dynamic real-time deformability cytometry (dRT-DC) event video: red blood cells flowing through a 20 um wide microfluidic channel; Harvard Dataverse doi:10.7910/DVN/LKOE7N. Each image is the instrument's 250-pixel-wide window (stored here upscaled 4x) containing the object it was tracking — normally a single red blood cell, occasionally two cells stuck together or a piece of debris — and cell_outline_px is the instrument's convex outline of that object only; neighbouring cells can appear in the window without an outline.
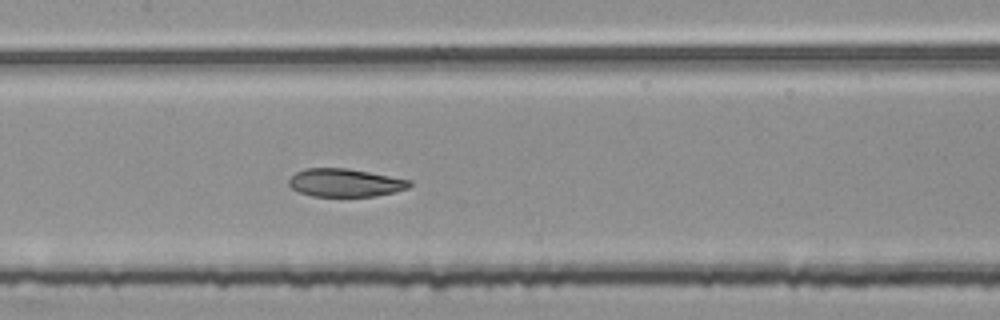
{"species": "common noctule bat (a hibernating species)", "species_latin": "Nyctalus noctula", "temperature_condition": "room temperature", "stored_images_in_passage": 53, "segment_of_instrument_passage": [2, 2], "camera_frame_rate_fps": 3000, "um_per_image_px": 0.085, "animal": {"sex": "female", "body_mass_g": 25.1}, "frame": {"image": 1, "passage_image": 27, "time_ms": 8.667, "image_size_px": [1000, 320], "cell_outline_px": [[412, 184], [408, 188], [396, 192], [376, 196], [312, 196], [300, 192], [292, 188], [288, 184], [288, 180], [296, 172], [304, 168], [348, 168], [412, 180]], "centroid_in_image_um": [29.36, 15.53], "position_along_channel_um": 178.0, "area_um2": 19.83}}
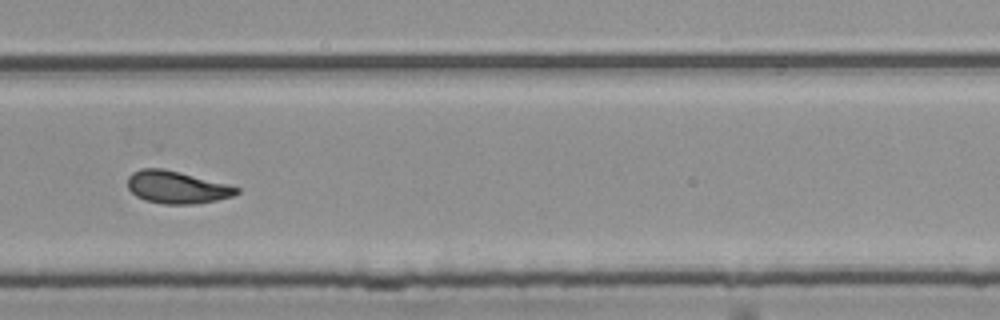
{"frame": {"image": 2, "passage_image": 38, "time_ms": 12.333, "image_size_px": [1000, 320], "cell_outline_px": [[240, 192], [232, 196], [216, 200], [196, 204], [164, 204], [144, 200], [136, 196], [128, 188], [128, 176], [132, 172], [144, 168], [160, 168], [228, 184], [240, 188]], "centroid_in_image_um": [15.02, 15.93], "position_along_channel_um": 314.8, "area_um2": 20.4}}
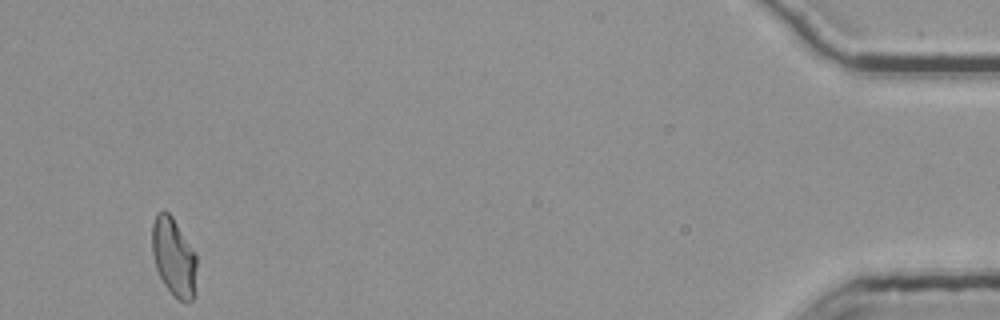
{"frame": {"image": 3, "passage_image": 53, "time_ms": 17.333, "image_size_px": [1000, 320], "cell_outline_px": [[196, 268], [192, 300], [188, 304], [172, 296], [164, 284], [156, 268], [152, 256], [152, 224], [156, 212], [168, 212], [172, 216], [196, 256]], "centroid_in_image_um": [14.73, 21.87], "position_along_channel_um": 420.5, "area_um2": 20.11}}